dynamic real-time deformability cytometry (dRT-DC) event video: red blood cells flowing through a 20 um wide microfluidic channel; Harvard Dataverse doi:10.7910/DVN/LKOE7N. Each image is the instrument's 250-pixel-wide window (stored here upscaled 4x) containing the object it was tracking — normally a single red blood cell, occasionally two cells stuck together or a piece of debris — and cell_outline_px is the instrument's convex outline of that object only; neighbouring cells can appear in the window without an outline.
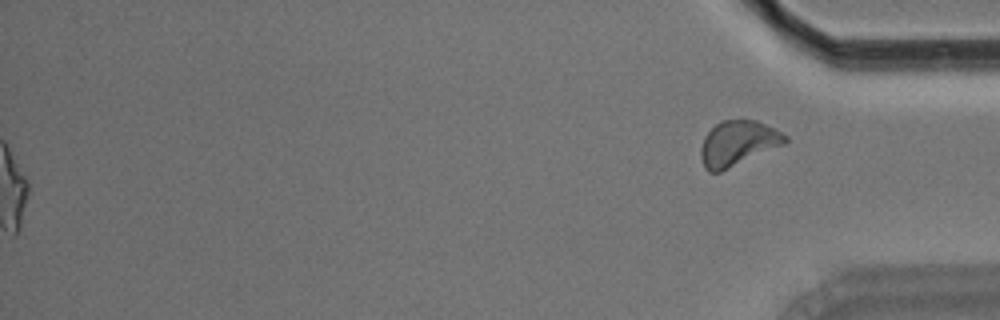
{"species": "Egyptian fruit bat (a non-hibernating species)", "species_latin": "Rousettus aegyptiacus", "temperature_condition": "room temperature", "stored_images_in_passage": 56, "segment_of_instrument_passage": [2, 2], "camera_frame_rate_fps": 3000, "um_per_image_px": 0.085, "animal": {"sex": "male"}, "frame": {"image": 1, "passage_image": 56, "time_ms": 18.333, "image_size_px": [1000, 320], "cell_outline_px": [[788, 140], [784, 144], [720, 172], [708, 172], [704, 168], [700, 156], [700, 148], [704, 136], [720, 120], [756, 120], [776, 128], [788, 136]], "centroid_in_image_um": [62.71, 12.17], "position_along_channel_um": 372.5, "area_um2": 22.2}}